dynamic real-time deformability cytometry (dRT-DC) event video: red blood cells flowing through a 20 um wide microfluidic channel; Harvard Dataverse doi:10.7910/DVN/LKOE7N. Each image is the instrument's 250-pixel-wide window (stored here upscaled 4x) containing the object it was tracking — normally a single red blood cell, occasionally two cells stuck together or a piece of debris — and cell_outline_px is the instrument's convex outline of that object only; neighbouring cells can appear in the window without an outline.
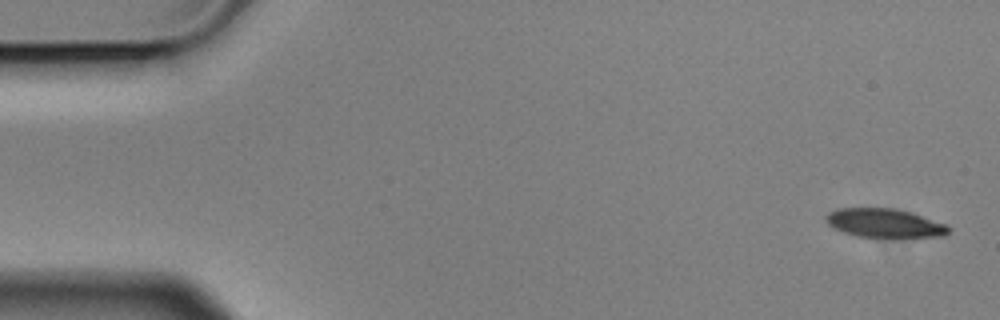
{"species": "Egyptian fruit bat (a non-hibernating species)", "species_latin": "Rousettus aegyptiacus", "temperature_condition": "cold", "stored_images_in_passage": 5, "camera_frame_rate_fps": 3000, "um_per_image_px": 0.085, "animal": {"sex": "male"}, "frame": {"image": 1, "passage_image": 1, "time_ms": 0.0, "image_size_px": [1000, 320], "cell_outline_px": [[952, 228], [944, 236], [860, 236], [844, 232], [832, 228], [828, 224], [824, 216], [828, 212], [836, 208], [896, 208], [912, 212], [948, 224]], "centroid_in_image_um": [75.19, 18.93], "position_along_channel_um": 9.8, "area_um2": 20.52}}
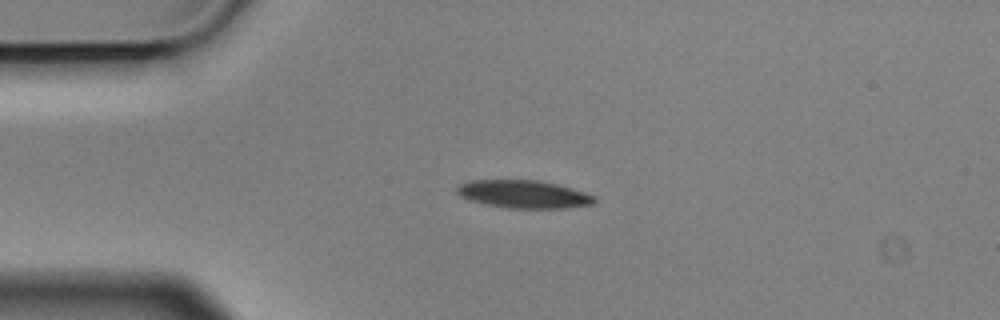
{"frame": {"image": 2, "passage_image": 4, "time_ms": 1.0, "image_size_px": [1000, 320], "cell_outline_px": [[596, 200], [592, 204], [568, 208], [508, 208], [488, 204], [472, 200], [460, 196], [456, 192], [456, 188], [460, 184], [468, 180], [536, 180], [556, 184], [596, 196]], "centroid_in_image_um": [44.5, 16.5], "position_along_channel_um": 40.5, "area_um2": 22.08}}
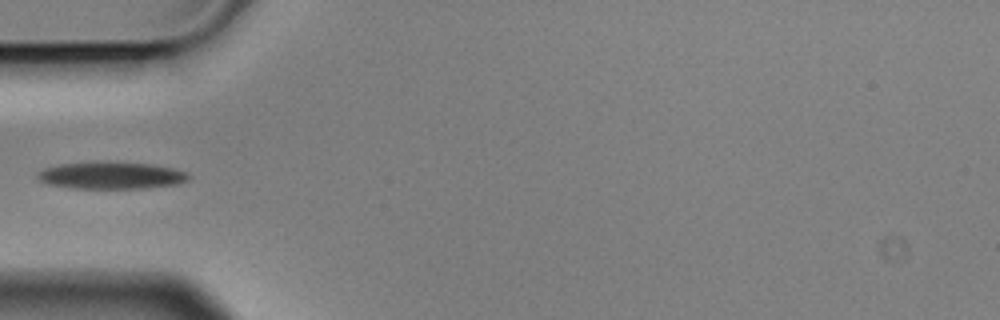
{"frame": {"image": 3, "passage_image": 5, "time_ms": 1.333, "image_size_px": [1000, 320], "cell_outline_px": [[192, 176], [188, 180], [176, 184], [148, 188], [72, 188], [48, 184], [36, 180], [36, 172], [44, 168], [60, 164], [148, 164], [172, 168], [184, 172]], "centroid_in_image_um": [9.41, 14.95], "position_along_channel_um": 75.6, "area_um2": 22.95}}